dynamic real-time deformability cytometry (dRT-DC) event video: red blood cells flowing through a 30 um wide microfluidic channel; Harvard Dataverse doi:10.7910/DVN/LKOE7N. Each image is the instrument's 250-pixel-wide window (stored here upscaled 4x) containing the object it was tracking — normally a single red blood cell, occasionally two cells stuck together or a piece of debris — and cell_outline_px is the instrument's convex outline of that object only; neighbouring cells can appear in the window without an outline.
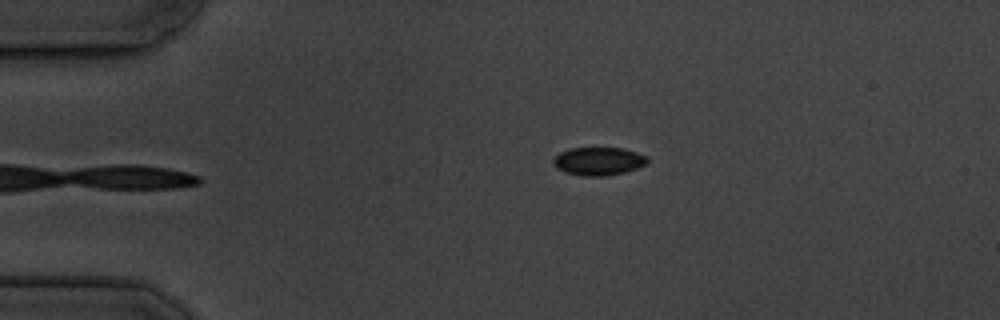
{"species": "common noctule bat (a hibernating species)", "species_latin": "Nyctalus noctula", "temperature_condition": "cold", "stored_images_in_passage": 2, "camera_frame_rate_fps": 3000, "um_per_image_px": 0.085, "animal": {"sex": "male", "body_mass_g": 19.5, "forearm_length_mm": 54.6}, "frame": {"image": 1, "passage_image": 2, "time_ms": 1.333, "image_size_px": [1000, 320], "cell_outline_px": [[648, 160], [644, 164], [636, 168], [624, 172], [604, 176], [584, 176], [564, 172], [556, 168], [552, 164], [552, 160], [560, 152], [568, 148], [624, 148], [648, 156]], "centroid_in_image_um": [50.84, 13.7], "position_along_channel_um": 34.2, "area_um2": 15.43}}